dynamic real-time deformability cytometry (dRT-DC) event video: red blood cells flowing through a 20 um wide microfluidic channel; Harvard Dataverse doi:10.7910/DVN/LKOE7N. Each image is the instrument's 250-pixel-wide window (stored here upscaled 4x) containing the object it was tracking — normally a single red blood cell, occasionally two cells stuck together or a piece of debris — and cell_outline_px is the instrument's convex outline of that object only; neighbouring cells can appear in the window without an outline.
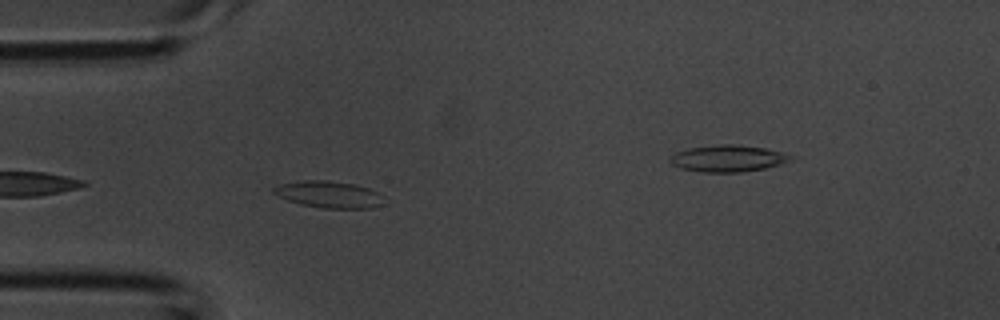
{"species": "common noctule bat (a hibernating species)", "species_latin": "Nyctalus noctula", "temperature_condition": "room temperature", "stored_images_in_passage": 4, "camera_frame_rate_fps": 3000, "um_per_image_px": 0.085, "animal": {"sex": "male", "body_mass_g": 20.1, "forearm_length_mm": 53.5}, "frame": {"image": 1, "passage_image": 3, "time_ms": 0.667, "image_size_px": [1000, 320], "cell_outline_px": [[380, 204], [372, 208], [324, 208], [300, 204], [276, 196], [272, 192], [272, 188], [280, 184], [304, 180], [328, 180], [352, 184], [368, 188], [380, 192]], "centroid_in_image_um": [27.89, 16.52], "position_along_channel_um": 57.1, "area_um2": 16.99}}